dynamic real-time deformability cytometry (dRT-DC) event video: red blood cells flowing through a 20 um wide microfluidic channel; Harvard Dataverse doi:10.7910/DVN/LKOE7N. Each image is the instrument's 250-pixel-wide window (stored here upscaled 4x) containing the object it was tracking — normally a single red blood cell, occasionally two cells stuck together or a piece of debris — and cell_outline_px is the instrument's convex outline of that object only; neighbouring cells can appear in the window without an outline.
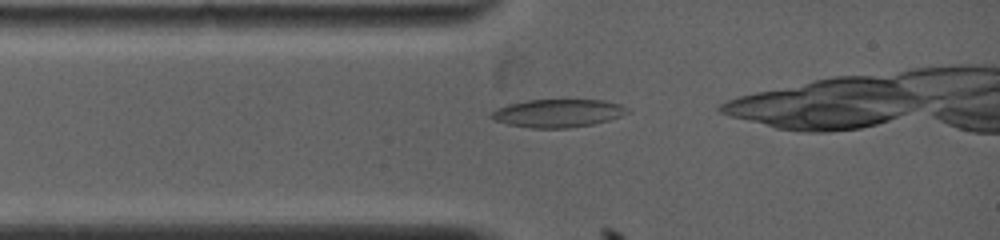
{"species": "common noctule bat (a hibernating species)", "species_latin": "Nyctalus noctula", "temperature_condition": "warm", "stored_images_in_passage": 5, "camera_frame_rate_fps": 5000, "um_per_image_px": 0.085, "animal": {"sex": "female", "body_mass_g": 19.0, "forearm_length_mm": 53.3}, "frame": {"image": 1, "passage_image": 3, "time_ms": 0.6, "image_size_px": [1000, 240], "cell_outline_px": [[632, 112], [608, 120], [592, 124], [568, 128], [532, 128], [508, 124], [492, 120], [492, 112], [496, 108], [508, 104], [524, 100], [604, 100], [620, 104], [628, 108]], "centroid_in_image_um": [47.43, 9.62], "position_along_channel_um": 37.6, "area_um2": 22.25}}